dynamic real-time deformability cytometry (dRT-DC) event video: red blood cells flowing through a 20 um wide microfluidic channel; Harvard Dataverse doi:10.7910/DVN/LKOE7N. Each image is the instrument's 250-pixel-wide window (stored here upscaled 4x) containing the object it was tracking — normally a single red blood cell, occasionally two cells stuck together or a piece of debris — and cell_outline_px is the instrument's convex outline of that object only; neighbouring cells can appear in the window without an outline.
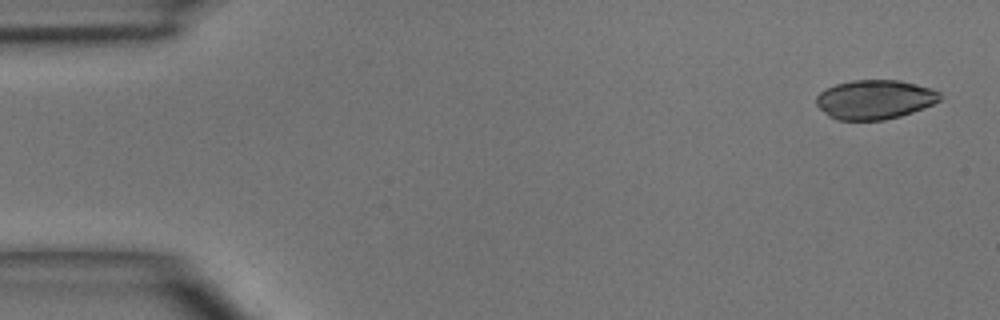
{"species": "common noctule bat (a hibernating species)", "species_latin": "Nyctalus noctula", "temperature_condition": "room temperature", "stored_images_in_passage": 4, "camera_frame_rate_fps": 3000, "um_per_image_px": 0.085, "animal": {"sex": "male", "body_mass_g": 15.6}, "frame": {"image": 1, "passage_image": 1, "time_ms": 0.0, "image_size_px": [1000, 320], "cell_outline_px": [[940, 100], [932, 104], [912, 112], [900, 116], [884, 120], [836, 120], [828, 116], [816, 104], [816, 96], [820, 92], [836, 84], [852, 80], [900, 80], [932, 88], [940, 92]], "centroid_in_image_um": [74.34, 8.46], "position_along_channel_um": 10.7, "area_um2": 28.26}}